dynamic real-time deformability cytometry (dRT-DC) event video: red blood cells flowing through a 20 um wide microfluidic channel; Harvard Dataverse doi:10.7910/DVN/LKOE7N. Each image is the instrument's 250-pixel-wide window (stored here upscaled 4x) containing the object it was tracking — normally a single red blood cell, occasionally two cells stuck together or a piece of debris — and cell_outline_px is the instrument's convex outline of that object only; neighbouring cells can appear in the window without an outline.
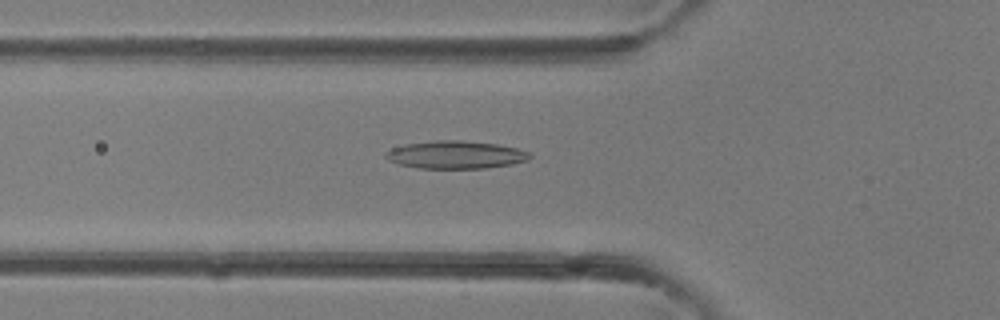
{"species": "common noctule bat (a hibernating species)", "species_latin": "Nyctalus noctula", "temperature_condition": "room temperature", "stored_images_in_passage": 22, "camera_frame_rate_fps": 3000, "um_per_image_px": 0.085, "animal": {"sex": "female"}, "frame": {"image": 1, "passage_image": 10, "time_ms": 3.0, "image_size_px": [1000, 320], "cell_outline_px": [[532, 156], [528, 160], [512, 164], [484, 168], [416, 168], [400, 164], [388, 160], [384, 156], [384, 152], [392, 148], [404, 144], [436, 140], [464, 140], [496, 144], [516, 148], [528, 152]], "centroid_in_image_um": [38.7, 13.15], "position_along_channel_um": 87.1, "area_um2": 23.35}}
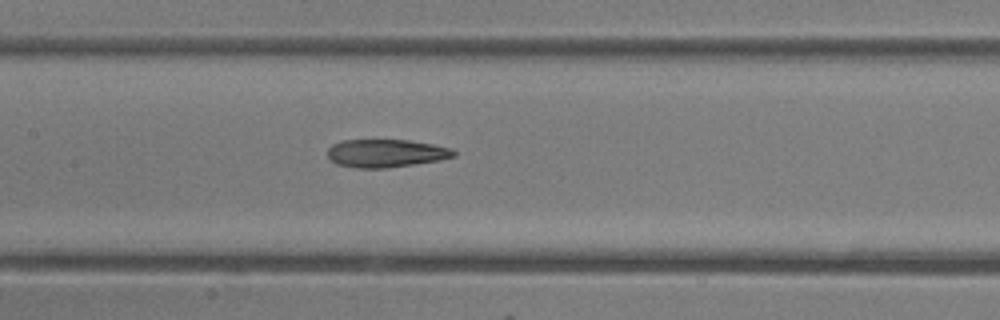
{"frame": {"image": 2, "passage_image": 15, "time_ms": 4.667, "image_size_px": [1000, 320], "cell_outline_px": [[456, 156], [440, 160], [384, 168], [352, 168], [336, 164], [328, 160], [328, 148], [332, 144], [344, 140], [408, 140], [432, 144], [452, 148], [456, 152]], "centroid_in_image_um": [32.77, 13.03], "position_along_channel_um": 174.6, "area_um2": 20.69}}
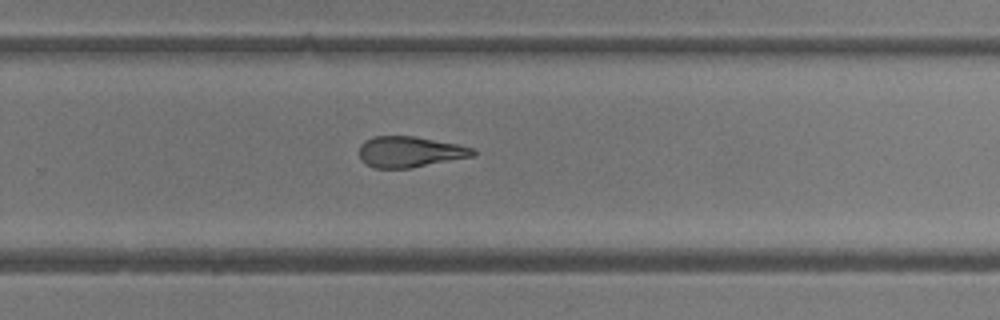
{"frame": {"image": 3, "passage_image": 22, "time_ms": 7.0, "image_size_px": [1000, 320], "cell_outline_px": [[476, 156], [412, 168], [376, 168], [360, 160], [360, 144], [364, 140], [372, 136], [416, 136], [460, 144], [472, 148], [476, 152]], "centroid_in_image_um": [34.87, 12.9], "position_along_channel_um": 294.9, "area_um2": 20.75}}